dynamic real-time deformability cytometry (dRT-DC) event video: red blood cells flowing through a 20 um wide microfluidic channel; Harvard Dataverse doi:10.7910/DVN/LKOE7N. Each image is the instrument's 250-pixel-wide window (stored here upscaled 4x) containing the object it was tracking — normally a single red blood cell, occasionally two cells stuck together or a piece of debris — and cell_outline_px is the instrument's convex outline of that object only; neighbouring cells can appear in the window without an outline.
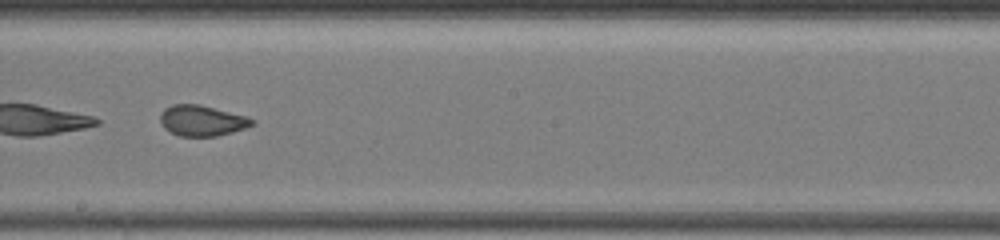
{"species": "common noctule bat (a hibernating species)", "species_latin": "Nyctalus noctula", "temperature_condition": "warm", "stored_images_in_passage": 41, "camera_frame_rate_fps": 3000, "um_per_image_px": 0.085, "animal": {"sex": "female", "body_mass_g": 19.5, "forearm_length_mm": 54.1}, "frame": {"image": 1, "passage_image": 25, "time_ms": 12.667, "image_size_px": [1000, 240], "cell_outline_px": [[256, 124], [232, 132], [216, 136], [180, 136], [164, 128], [160, 124], [160, 116], [164, 108], [172, 104], [200, 104], [248, 116], [256, 120]], "centroid_in_image_um": [17.19, 10.24], "position_along_channel_um": 231.0, "area_um2": 16.59}}